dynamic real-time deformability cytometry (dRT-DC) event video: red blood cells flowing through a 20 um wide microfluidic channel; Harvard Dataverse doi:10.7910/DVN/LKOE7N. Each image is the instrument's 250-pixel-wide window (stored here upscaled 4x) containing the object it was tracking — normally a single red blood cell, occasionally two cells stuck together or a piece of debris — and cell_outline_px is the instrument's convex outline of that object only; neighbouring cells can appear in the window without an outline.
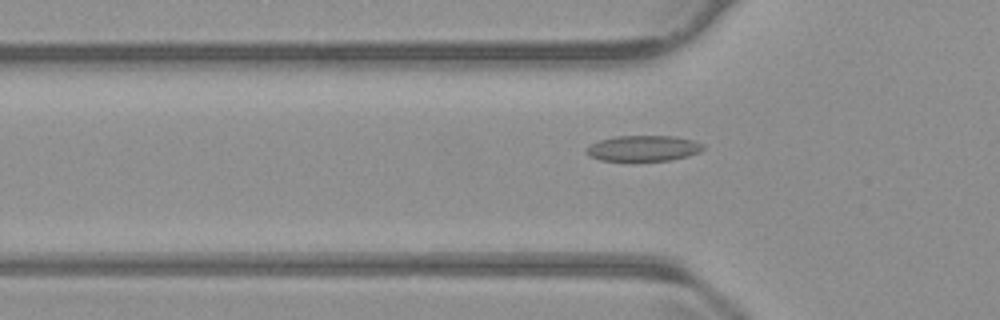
{"species": "common noctule bat (a hibernating species)", "species_latin": "Nyctalus noctula", "temperature_condition": "warm", "stored_images_in_passage": 55, "camera_frame_rate_fps": 3000, "um_per_image_px": 0.085, "animal": {"sex": "male", "body_mass_g": 23.1, "forearm_length_mm": 52.7}, "frame": {"image": 1, "passage_image": 18, "time_ms": 5.667, "image_size_px": [1000, 320], "cell_outline_px": [[704, 148], [700, 152], [688, 156], [668, 160], [632, 164], [600, 160], [588, 156], [584, 152], [584, 148], [588, 144], [600, 140], [616, 136], [676, 136], [692, 140], [704, 144]], "centroid_in_image_um": [54.6, 12.65], "position_along_channel_um": 71.2, "area_um2": 18.55}}
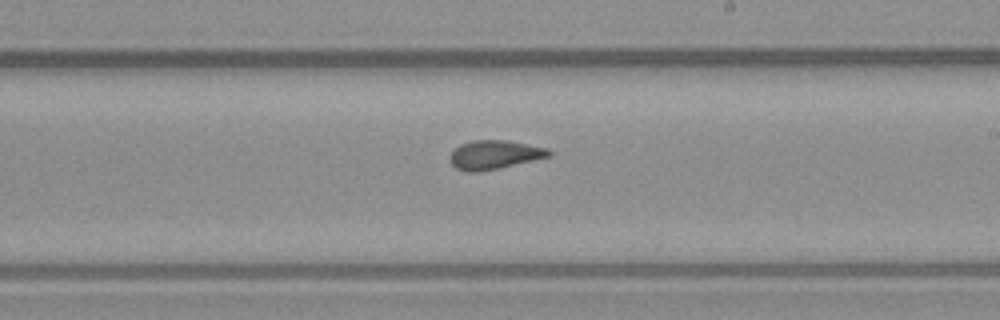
{"frame": {"image": 2, "passage_image": 32, "time_ms": 10.333, "image_size_px": [1000, 320], "cell_outline_px": [[552, 156], [500, 168], [480, 172], [464, 172], [456, 168], [448, 160], [448, 156], [460, 144], [472, 140], [508, 140], [548, 148], [552, 152]], "centroid_in_image_um": [42.02, 13.16], "position_along_channel_um": 247.0, "area_um2": 16.94}}
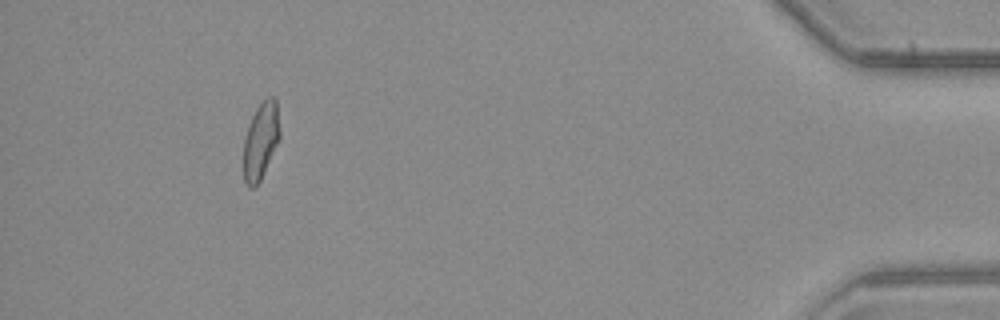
{"frame": {"image": 3, "passage_image": 51, "time_ms": 16.667, "image_size_px": [1000, 320], "cell_outline_px": [[280, 140], [256, 188], [248, 188], [244, 180], [244, 136], [248, 124], [256, 108], [268, 96], [272, 96], [276, 100], [280, 132]], "centroid_in_image_um": [22.16, 11.98], "position_along_channel_um": 413.0, "area_um2": 16.36}, "authors_computed_cell_mechanics": {"area_um2": 16.762, "velocity_mm_per_s": 3.7447, "shape_relaxation_time_tau1_ms": null, "shape_relaxation_time_tau2_ms": 1.6447, "deformation_change_tau1": null, "deformation_change_tau2": 0.0898}}